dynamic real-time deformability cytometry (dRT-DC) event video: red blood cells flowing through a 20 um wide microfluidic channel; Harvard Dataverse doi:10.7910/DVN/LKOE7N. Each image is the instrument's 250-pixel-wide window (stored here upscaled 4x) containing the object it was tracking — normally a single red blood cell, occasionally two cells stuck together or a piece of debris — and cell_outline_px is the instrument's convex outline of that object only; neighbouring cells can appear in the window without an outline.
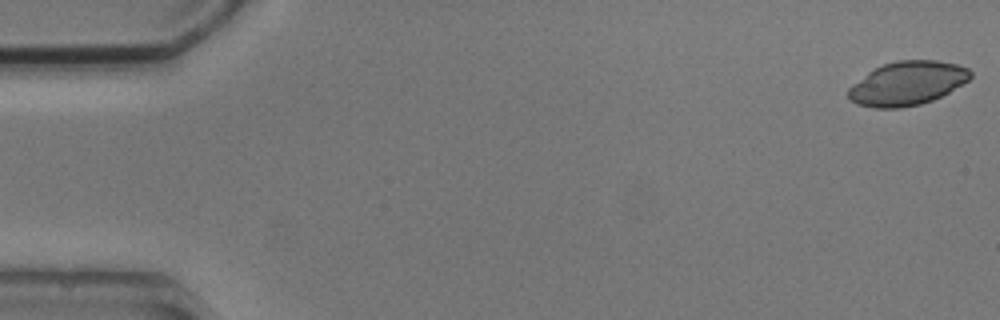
{"species": "common noctule bat (a hibernating species)", "species_latin": "Nyctalus noctula", "temperature_condition": "cold", "stored_images_in_passage": 3, "camera_frame_rate_fps": 3000, "um_per_image_px": 0.085, "animal": {"sex": "male", "body_mass_g": 20.5, "forearm_length_mm": 52.5}, "frame": {"image": 1, "passage_image": 1, "time_ms": 0.0, "image_size_px": [1000, 320], "cell_outline_px": [[972, 76], [968, 80], [948, 92], [932, 100], [920, 104], [900, 108], [872, 108], [856, 104], [848, 96], [848, 88], [852, 84], [868, 72], [884, 64], [896, 60], [936, 60], [956, 64], [968, 68], [972, 72]], "centroid_in_image_um": [77.1, 7.08], "position_along_channel_um": 7.9, "area_um2": 31.04}}